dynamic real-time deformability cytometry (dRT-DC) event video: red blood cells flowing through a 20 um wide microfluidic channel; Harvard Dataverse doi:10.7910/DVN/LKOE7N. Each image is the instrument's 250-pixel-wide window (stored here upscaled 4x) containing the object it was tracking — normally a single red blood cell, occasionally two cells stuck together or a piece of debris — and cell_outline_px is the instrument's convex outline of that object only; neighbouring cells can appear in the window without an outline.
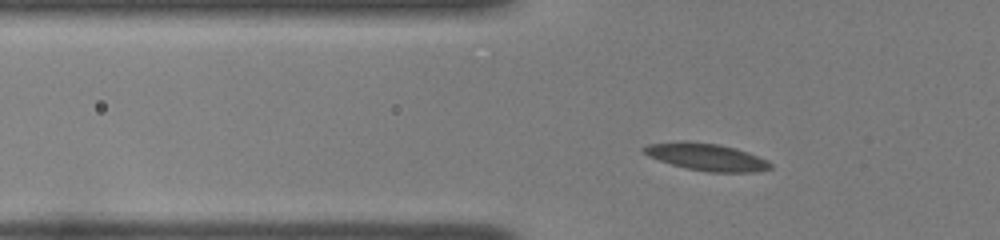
{"species": "common noctule bat (a hibernating species)", "species_latin": "Nyctalus noctula", "temperature_condition": "room temperature", "stored_images_in_passage": 39, "camera_frame_rate_fps": 3000, "um_per_image_px": 0.085, "animal": {"sex": "female", "body_mass_g": 22.0, "forearm_length_mm": 56.7}, "frame": {"image": 1, "passage_image": 4, "time_ms": 1.0, "image_size_px": [1000, 240], "cell_outline_px": [[772, 168], [756, 172], [708, 172], [688, 168], [672, 164], [648, 156], [640, 148], [648, 144], [684, 140], [716, 144], [748, 152], [768, 160], [772, 164]], "centroid_in_image_um": [60.05, 13.34], "position_along_channel_um": 65.8, "area_um2": 19.94}}
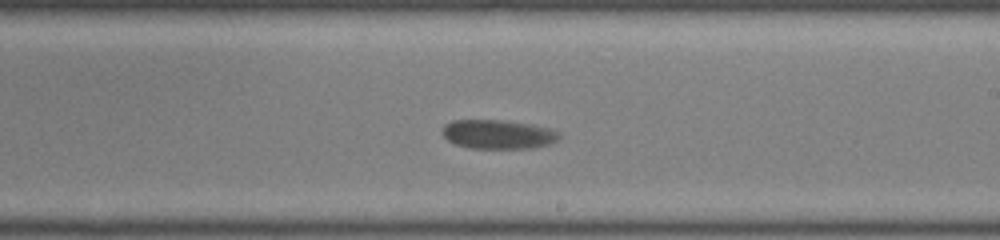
{"frame": {"image": 2, "passage_image": 19, "time_ms": 6.0, "image_size_px": [1000, 240], "cell_outline_px": [[560, 136], [556, 140], [548, 144], [532, 148], [472, 148], [456, 144], [448, 140], [440, 132], [444, 124], [452, 120], [504, 120], [532, 124], [548, 128], [560, 132]], "centroid_in_image_um": [42.31, 11.4], "position_along_channel_um": 246.7, "area_um2": 19.83}}
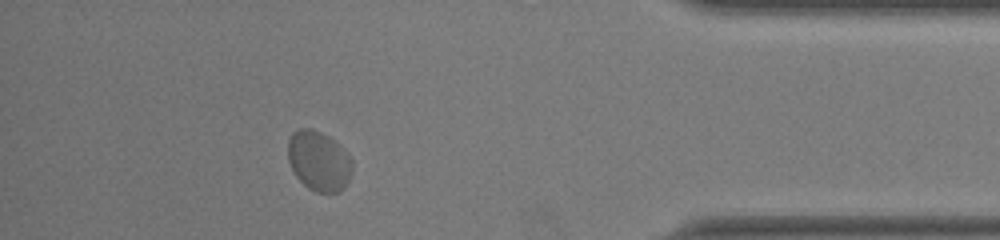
{"frame": {"image": 3, "passage_image": 34, "time_ms": 11.0, "image_size_px": [1000, 240], "cell_outline_px": [[352, 172], [344, 188], [340, 192], [316, 192], [308, 188], [296, 176], [288, 160], [288, 140], [292, 132], [300, 128], [312, 128], [328, 136], [340, 144], [352, 160]], "centroid_in_image_um": [27.1, 13.67], "position_along_channel_um": 408.1, "area_um2": 22.54}}